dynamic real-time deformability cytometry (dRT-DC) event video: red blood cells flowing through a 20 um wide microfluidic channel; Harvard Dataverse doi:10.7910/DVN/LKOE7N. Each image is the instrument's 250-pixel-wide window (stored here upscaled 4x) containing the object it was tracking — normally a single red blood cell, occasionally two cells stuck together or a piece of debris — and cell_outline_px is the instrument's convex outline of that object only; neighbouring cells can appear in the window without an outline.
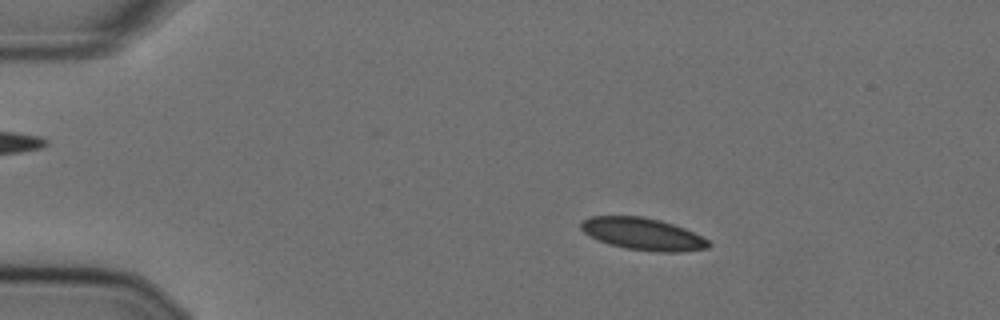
{"species": "Egyptian fruit bat (a non-hibernating species)", "species_latin": "Rousettus aegyptiacus", "temperature_condition": "cold", "stored_images_in_passage": 57, "camera_frame_rate_fps": 3000, "um_per_image_px": 0.085, "animal": {"sex": "female"}, "frame": {"image": 1, "passage_image": 11, "time_ms": 3.333, "image_size_px": [1000, 320], "cell_outline_px": [[712, 244], [708, 248], [680, 252], [656, 252], [624, 248], [608, 244], [584, 232], [580, 228], [580, 224], [584, 220], [592, 216], [644, 216], [660, 220], [684, 228], [708, 240]], "centroid_in_image_um": [54.66, 19.89], "position_along_channel_um": 30.3, "area_um2": 23.76}}
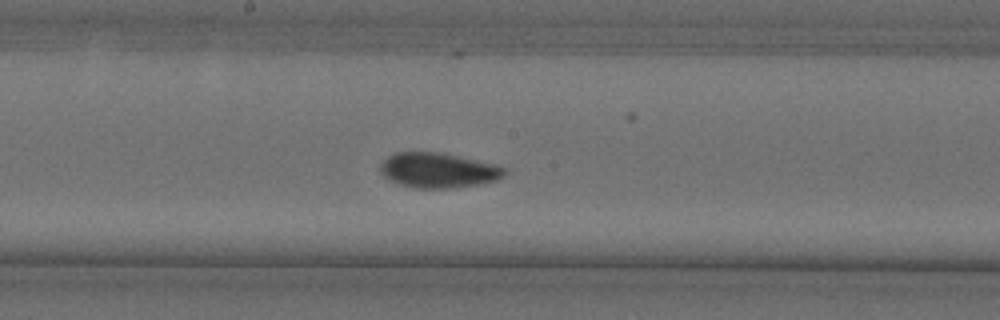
{"frame": {"image": 2, "passage_image": 31, "time_ms": 10.0, "image_size_px": [1000, 320], "cell_outline_px": [[508, 172], [504, 176], [496, 180], [480, 184], [448, 188], [416, 188], [400, 184], [388, 180], [380, 172], [380, 164], [388, 156], [396, 152], [440, 152], [500, 164]], "centroid_in_image_um": [37.28, 14.46], "position_along_channel_um": 210.9, "area_um2": 25.61}}
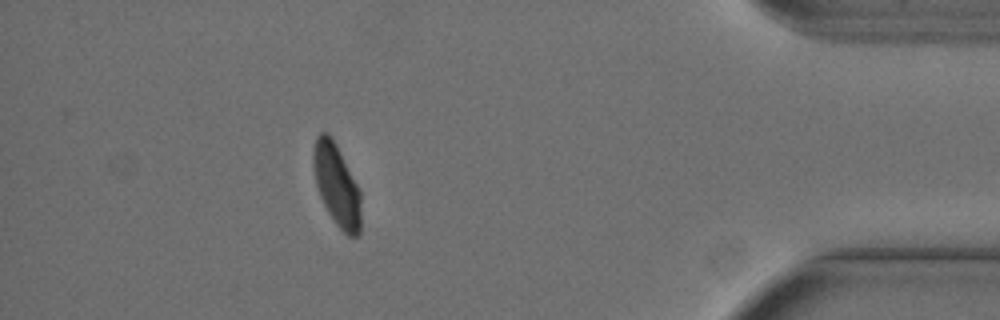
{"frame": {"image": 3, "passage_image": 51, "time_ms": 16.667, "image_size_px": [1000, 320], "cell_outline_px": [[360, 232], [356, 236], [348, 236], [336, 224], [328, 212], [320, 196], [316, 184], [312, 164], [312, 156], [316, 136], [320, 132], [328, 132], [332, 136], [360, 192]], "centroid_in_image_um": [28.59, 15.7], "position_along_channel_um": 406.6, "area_um2": 22.48}, "authors_computed_cell_mechanics": {"area_um2": 24.4494, "velocity_mm_per_s": 3.5975, "shape_relaxation_time_tau1_ms": 8.8642, "shape_relaxation_time_tau2_ms": 2.7251, "deformation_change_tau1": 0.1519, "deformation_change_tau2": 0.0401}}